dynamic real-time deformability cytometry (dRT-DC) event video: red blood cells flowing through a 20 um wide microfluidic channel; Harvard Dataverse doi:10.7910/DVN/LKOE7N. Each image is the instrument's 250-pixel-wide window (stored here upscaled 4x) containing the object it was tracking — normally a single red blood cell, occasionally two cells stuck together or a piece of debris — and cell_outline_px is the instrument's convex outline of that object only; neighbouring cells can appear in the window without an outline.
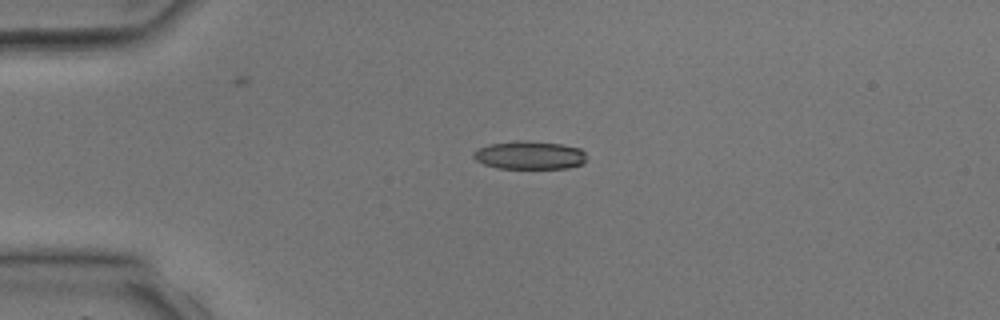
{"species": "common noctule bat (a hibernating species)", "species_latin": "Nyctalus noctula", "temperature_condition": "room temperature", "stored_images_in_passage": 4, "camera_frame_rate_fps": 3000, "um_per_image_px": 0.085, "animal": {"sex": "male", "body_mass_g": 17.9, "forearm_length_mm": 54.2}, "frame": {"image": 1, "passage_image": 3, "time_ms": 2.333, "image_size_px": [1000, 320], "cell_outline_px": [[588, 156], [584, 164], [568, 168], [496, 168], [484, 164], [476, 160], [472, 156], [472, 152], [488, 144], [516, 140], [524, 140], [560, 144], [580, 148]], "centroid_in_image_um": [45.03, 13.19], "position_along_channel_um": 40.0, "area_um2": 18.79}}
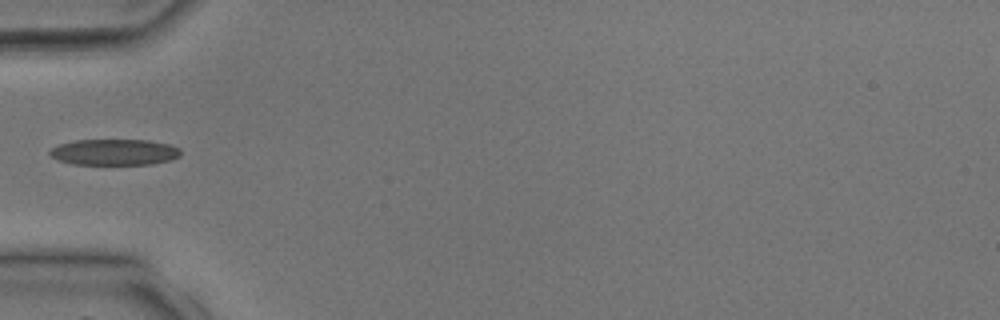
{"frame": {"image": 2, "passage_image": 4, "time_ms": 3.667, "image_size_px": [1000, 320], "cell_outline_px": [[180, 156], [172, 160], [152, 164], [72, 164], [56, 160], [48, 152], [52, 148], [60, 144], [76, 140], [148, 140], [168, 144], [180, 148]], "centroid_in_image_um": [9.73, 12.93], "position_along_channel_um": 75.3, "area_um2": 19.88}}